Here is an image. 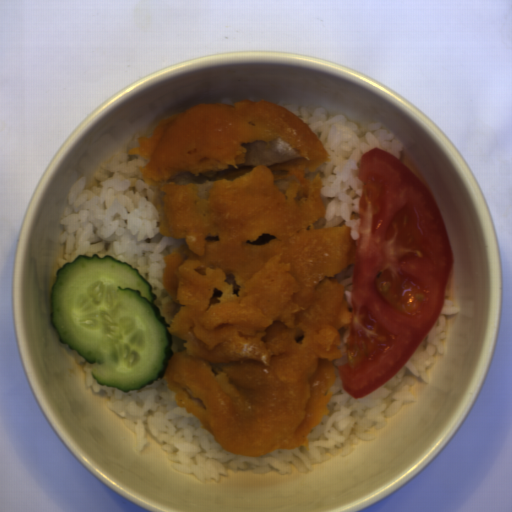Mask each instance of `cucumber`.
Masks as SVG:
<instances>
[{
	"label": "cucumber",
	"instance_id": "1",
	"mask_svg": "<svg viewBox=\"0 0 512 512\" xmlns=\"http://www.w3.org/2000/svg\"><path fill=\"white\" fill-rule=\"evenodd\" d=\"M138 269L113 258L79 255L56 272L49 323L59 342L88 363L100 386L140 390L164 377L172 334Z\"/></svg>",
	"mask_w": 512,
	"mask_h": 512
}]
</instances>
